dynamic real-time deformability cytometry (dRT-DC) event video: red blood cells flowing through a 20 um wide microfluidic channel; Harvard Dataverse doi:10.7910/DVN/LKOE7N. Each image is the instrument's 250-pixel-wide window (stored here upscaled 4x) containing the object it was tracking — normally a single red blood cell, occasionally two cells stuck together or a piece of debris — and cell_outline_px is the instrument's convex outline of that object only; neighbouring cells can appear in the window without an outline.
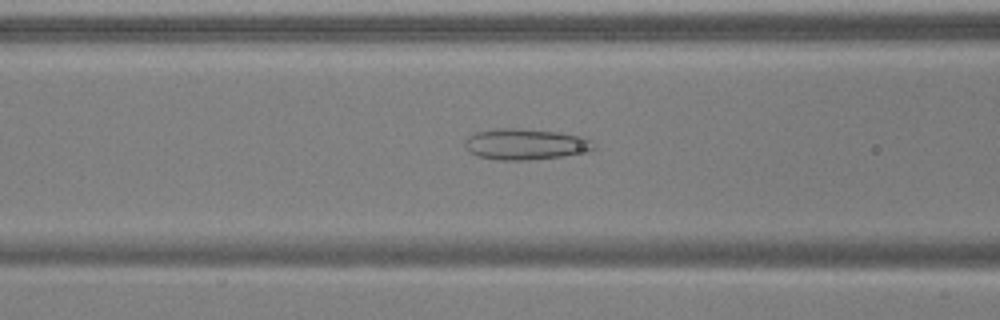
{"species": "common noctule bat (a hibernating species)", "species_latin": "Nyctalus noctula", "temperature_condition": "warm", "stored_images_in_passage": 52, "camera_frame_rate_fps": 3000, "um_per_image_px": 0.085, "animal": {"sex": "male", "body_mass_g": 17.9, "forearm_length_mm": 54.2}, "frame": {"image": 1, "passage_image": 21, "time_ms": 6.667, "image_size_px": [1000, 320], "cell_outline_px": [[596, 148], [588, 152], [560, 156], [528, 160], [496, 160], [480, 156], [468, 152], [464, 144], [464, 140], [468, 136], [476, 132], [504, 128], [516, 128], [556, 132], [584, 136], [592, 140], [596, 144]], "centroid_in_image_um": [44.69, 12.26], "position_along_channel_um": 121.9, "area_um2": 23.35}}
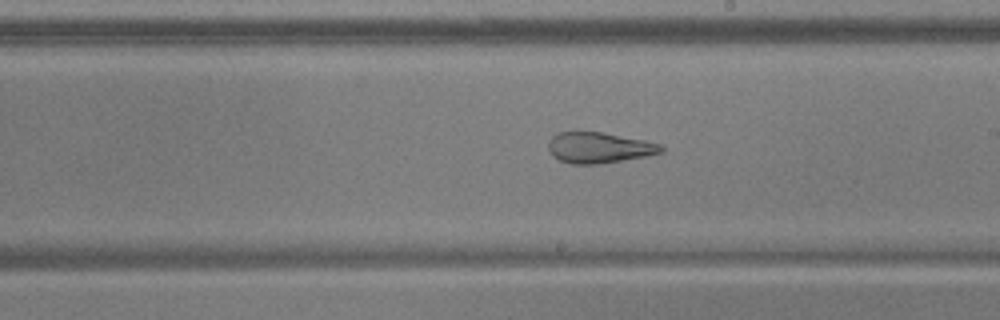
{"frame": {"image": 2, "passage_image": 30, "time_ms": 9.667, "image_size_px": [1000, 320], "cell_outline_px": [[664, 152], [648, 156], [600, 164], [572, 164], [560, 160], [552, 156], [548, 148], [548, 144], [552, 136], [560, 132], [576, 128], [600, 132], [644, 140], [660, 144], [664, 148]], "centroid_in_image_um": [50.88, 12.52], "position_along_channel_um": 238.1, "area_um2": 20.81}}
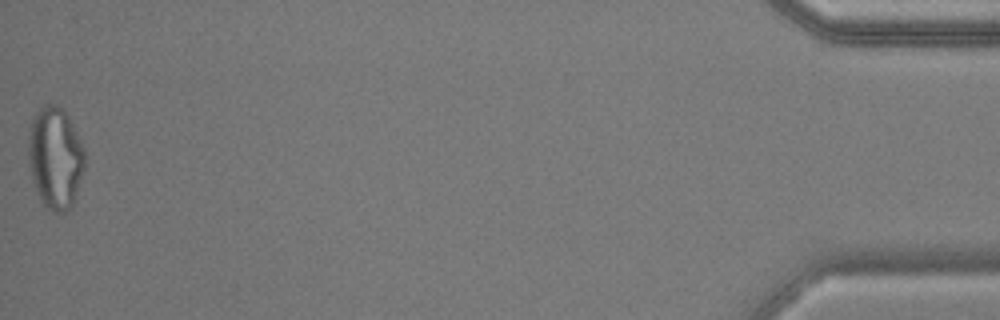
{"frame": {"image": 3, "passage_image": 52, "time_ms": 17.0, "image_size_px": [1000, 320], "cell_outline_px": [[84, 168], [72, 204], [64, 212], [52, 212], [40, 204], [32, 180], [28, 164], [28, 136], [32, 120], [36, 112], [44, 104], [56, 104], [64, 108], [68, 116], [84, 152]], "centroid_in_image_um": [4.64, 13.42], "position_along_channel_um": 430.6, "area_um2": 33.47}, "authors_computed_cell_mechanics": {"area_um2": 28.4954, "velocity_mm_per_s": 3.8722, "shape_relaxation_time_tau1_ms": null, "shape_relaxation_time_tau2_ms": 1.5206, "deformation_change_tau1": null, "deformation_change_tau2": 0.1114}}